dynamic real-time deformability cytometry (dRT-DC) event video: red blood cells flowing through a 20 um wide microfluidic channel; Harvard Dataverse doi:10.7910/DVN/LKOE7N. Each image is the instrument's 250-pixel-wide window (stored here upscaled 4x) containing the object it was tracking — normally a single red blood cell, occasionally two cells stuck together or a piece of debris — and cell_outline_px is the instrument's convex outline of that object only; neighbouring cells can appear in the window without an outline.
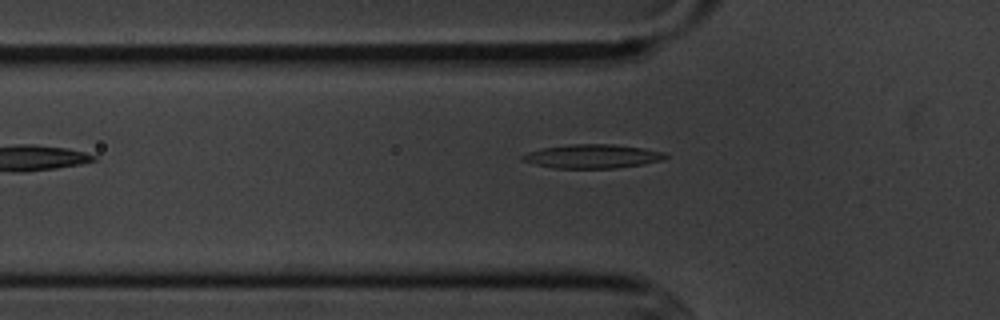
{"species": "common noctule bat (a hibernating species)", "species_latin": "Nyctalus noctula", "temperature_condition": "cold", "stored_images_in_passage": 9, "camera_frame_rate_fps": 3000, "um_per_image_px": 0.085, "animal": {"sex": "male", "body_mass_g": 20.1, "forearm_length_mm": 53.5}, "frame": {"image": 1, "passage_image": 3, "time_ms": 2.333, "image_size_px": [1000, 320], "cell_outline_px": [[668, 156], [660, 160], [644, 164], [616, 168], [552, 168], [520, 160], [520, 156], [528, 152], [540, 148], [572, 144], [612, 144], [644, 148], [664, 152]], "centroid_in_image_um": [50.32, 13.28], "position_along_channel_um": 75.5, "area_um2": 19.88}}
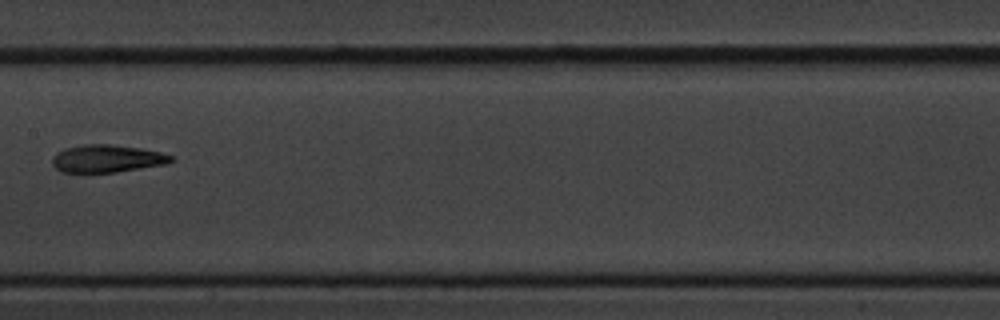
{"frame": {"image": 2, "passage_image": 6, "time_ms": 5.667, "image_size_px": [1000, 320], "cell_outline_px": [[176, 160], [168, 164], [116, 172], [60, 172], [52, 164], [52, 156], [56, 152], [64, 148], [84, 144], [112, 144], [140, 148], [160, 152], [172, 156]], "centroid_in_image_um": [9.1, 13.48], "position_along_channel_um": 198.3, "area_um2": 19.31}}
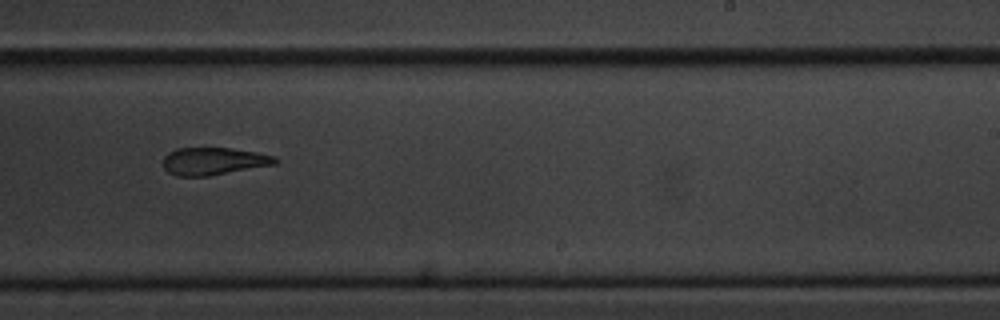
{"frame": {"image": 3, "passage_image": 8, "time_ms": 7.667, "image_size_px": [1000, 320], "cell_outline_px": [[276, 164], [208, 176], [176, 176], [168, 172], [164, 168], [164, 156], [168, 152], [176, 148], [232, 148], [256, 152], [276, 156]], "centroid_in_image_um": [18.14, 13.7], "position_along_channel_um": 270.9, "area_um2": 17.92}}